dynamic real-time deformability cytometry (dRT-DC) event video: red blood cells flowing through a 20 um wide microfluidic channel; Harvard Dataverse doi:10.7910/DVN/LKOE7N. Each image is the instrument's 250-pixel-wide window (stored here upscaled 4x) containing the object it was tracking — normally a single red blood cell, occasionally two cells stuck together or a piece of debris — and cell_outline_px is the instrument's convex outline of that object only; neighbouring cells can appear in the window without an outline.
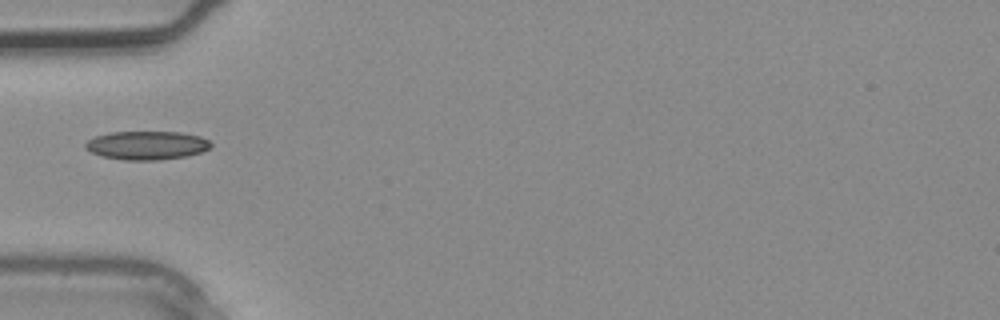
{"species": "common noctule bat (a hibernating species)", "species_latin": "Nyctalus noctula", "temperature_condition": "warm", "stored_images_in_passage": 1, "camera_frame_rate_fps": 3000, "um_per_image_px": 0.085, "animal": {"sex": "male", "body_mass_g": 20.4}, "frame": {"image": 1, "passage_image": 1, "time_ms": 0.0, "image_size_px": [1000, 320], "cell_outline_px": [[212, 144], [208, 148], [200, 152], [188, 156], [160, 160], [124, 160], [100, 156], [84, 148], [84, 144], [88, 140], [96, 136], [112, 132], [180, 132], [200, 136], [208, 140]], "centroid_in_image_um": [12.46, 12.36], "position_along_channel_um": 72.5, "area_um2": 20.92}}